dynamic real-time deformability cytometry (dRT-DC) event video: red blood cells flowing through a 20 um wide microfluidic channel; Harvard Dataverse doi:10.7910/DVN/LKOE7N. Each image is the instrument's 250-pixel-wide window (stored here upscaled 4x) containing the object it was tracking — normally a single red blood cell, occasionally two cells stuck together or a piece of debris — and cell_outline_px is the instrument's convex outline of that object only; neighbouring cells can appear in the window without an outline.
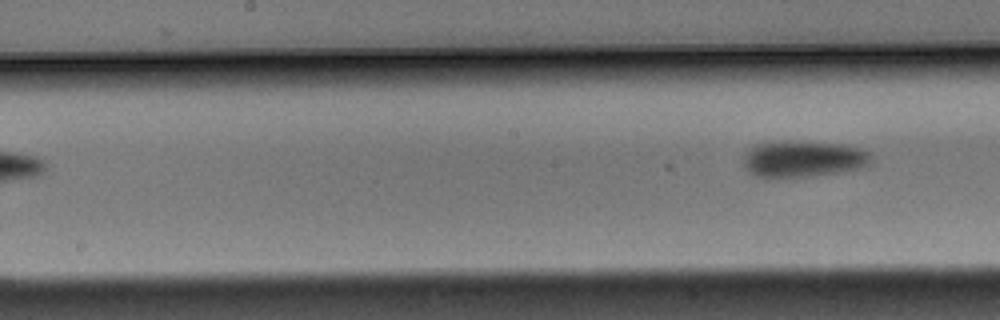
{"species": "Egyptian fruit bat (a non-hibernating species)", "species_latin": "Rousettus aegyptiacus", "temperature_condition": "warm", "stored_images_in_passage": 8, "segment_of_instrument_passage": [2, 2], "camera_frame_rate_fps": 3000, "um_per_image_px": 0.085, "animal": {"sex": "male"}, "frame": {"image": 1, "passage_image": 8, "time_ms": 2.333, "image_size_px": [1000, 320], "cell_outline_px": [[868, 164], [856, 168], [836, 172], [812, 176], [756, 176], [748, 172], [744, 168], [744, 156], [748, 148], [752, 144], [772, 140], [792, 140], [840, 144], [860, 148], [868, 152]], "centroid_in_image_um": [68.14, 13.46], "position_along_channel_um": 180.1, "area_um2": 26.93}}